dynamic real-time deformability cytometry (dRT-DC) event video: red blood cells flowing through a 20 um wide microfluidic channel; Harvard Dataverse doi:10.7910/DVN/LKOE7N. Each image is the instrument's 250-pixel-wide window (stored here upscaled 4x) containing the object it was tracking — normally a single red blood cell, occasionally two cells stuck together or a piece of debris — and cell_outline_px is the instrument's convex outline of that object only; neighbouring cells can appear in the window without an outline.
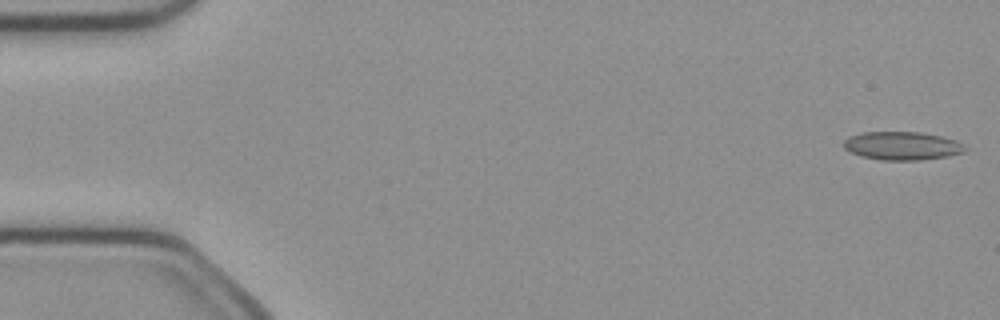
{"species": "common noctule bat (a hibernating species)", "species_latin": "Nyctalus noctula", "temperature_condition": "cold", "stored_images_in_passage": 50, "camera_frame_rate_fps": 3000, "um_per_image_px": 0.085, "animal": {"sex": "female", "body_mass_g": 21.9}, "frame": {"image": 1, "passage_image": 1, "time_ms": 0.0, "image_size_px": [1000, 320], "cell_outline_px": [[968, 148], [964, 152], [948, 156], [920, 160], [880, 160], [860, 156], [848, 152], [844, 148], [844, 140], [848, 136], [864, 132], [920, 132], [940, 136], [956, 140], [964, 144]], "centroid_in_image_um": [76.67, 12.4], "position_along_channel_um": 8.3, "area_um2": 20.23}}
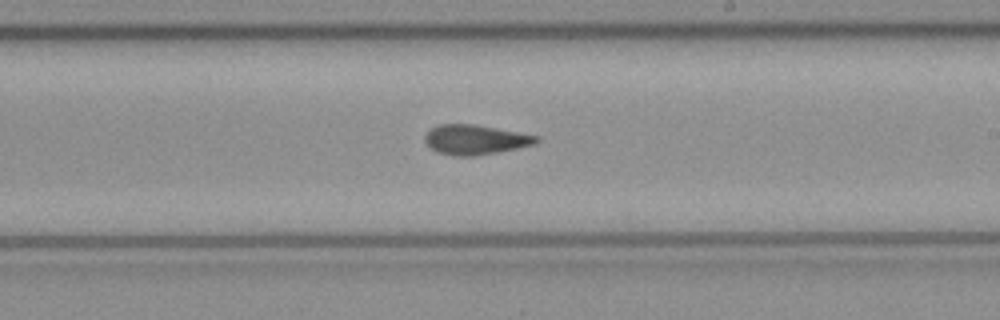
{"frame": {"image": 2, "passage_image": 29, "time_ms": 9.333, "image_size_px": [1000, 320], "cell_outline_px": [[540, 140], [536, 144], [476, 156], [452, 156], [436, 152], [424, 140], [424, 136], [432, 128], [440, 124], [476, 124], [540, 136]], "centroid_in_image_um": [40.41, 11.87], "position_along_channel_um": 248.6, "area_um2": 19.36}}
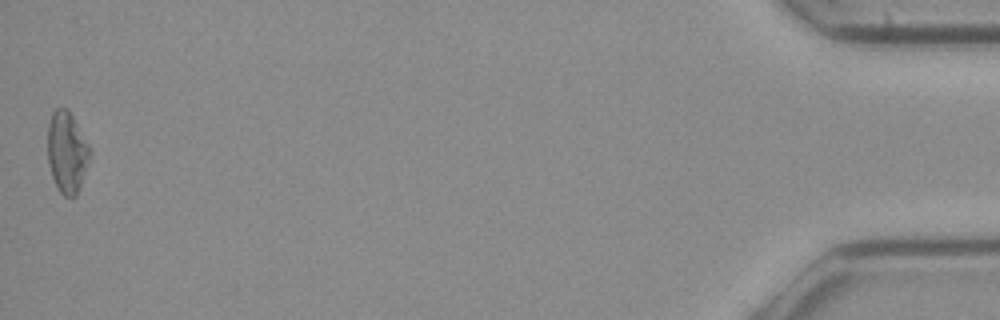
{"frame": {"image": 3, "passage_image": 50, "time_ms": 16.333, "image_size_px": [1000, 320], "cell_outline_px": [[88, 164], [76, 196], [64, 196], [56, 188], [48, 164], [48, 124], [52, 112], [56, 108], [68, 108], [88, 144]], "centroid_in_image_um": [5.65, 12.93], "position_along_channel_um": 429.5, "area_um2": 19.71}, "authors_computed_cell_mechanics": {"area_um2": 19.5942, "velocity_mm_per_s": 4.0308, "shape_relaxation_time_tau1_ms": 11.3522, "shape_relaxation_time_tau2_ms": 2.2983, "deformation_change_tau1": 0.2081, "deformation_change_tau2": 0.1137}}